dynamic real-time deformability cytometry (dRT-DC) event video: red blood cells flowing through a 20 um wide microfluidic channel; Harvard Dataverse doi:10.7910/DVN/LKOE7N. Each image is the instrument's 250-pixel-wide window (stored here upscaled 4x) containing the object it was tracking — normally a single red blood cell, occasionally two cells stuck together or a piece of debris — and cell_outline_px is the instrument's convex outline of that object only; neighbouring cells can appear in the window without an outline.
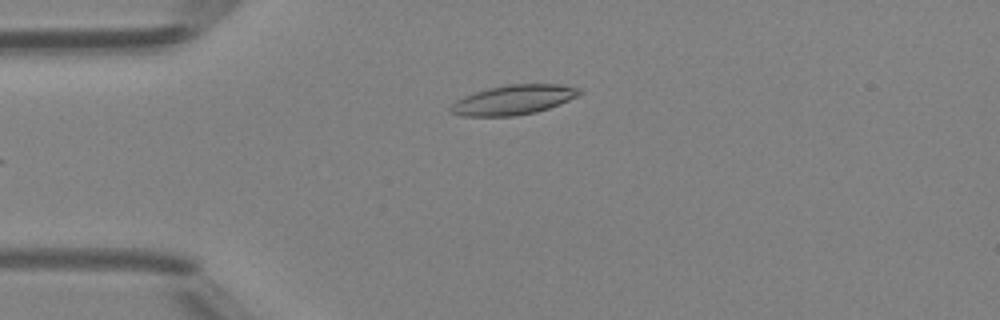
{"species": "Egyptian fruit bat (a non-hibernating species)", "species_latin": "Rousettus aegyptiacus", "temperature_condition": "room temperature", "stored_images_in_passage": 33, "camera_frame_rate_fps": 3000, "um_per_image_px": 0.085, "animal": {"sex": "female"}, "frame": {"image": 1, "passage_image": 1, "time_ms": 0.0, "image_size_px": [1000, 320], "cell_outline_px": [[584, 92], [580, 96], [548, 108], [536, 112], [516, 116], [460, 116], [448, 112], [448, 108], [456, 100], [464, 96], [488, 88], [508, 84], [560, 84], [580, 88]], "centroid_in_image_um": [43.65, 8.49], "position_along_channel_um": 41.3, "area_um2": 22.48}}
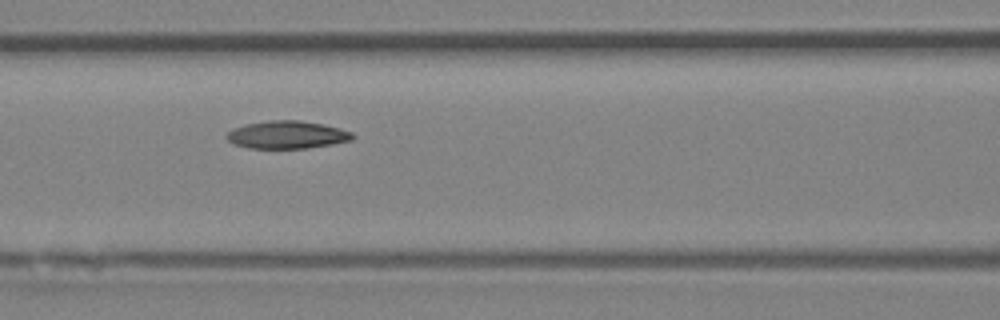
{"frame": {"image": 2, "passage_image": 10, "time_ms": 3.0, "image_size_px": [1000, 320], "cell_outline_px": [[356, 136], [352, 140], [332, 144], [308, 148], [248, 148], [232, 144], [224, 136], [228, 132], [244, 124], [268, 120], [300, 120], [324, 124], [340, 128], [352, 132]], "centroid_in_image_um": [24.41, 11.45], "position_along_channel_um": 142.2, "area_um2": 20.52}}
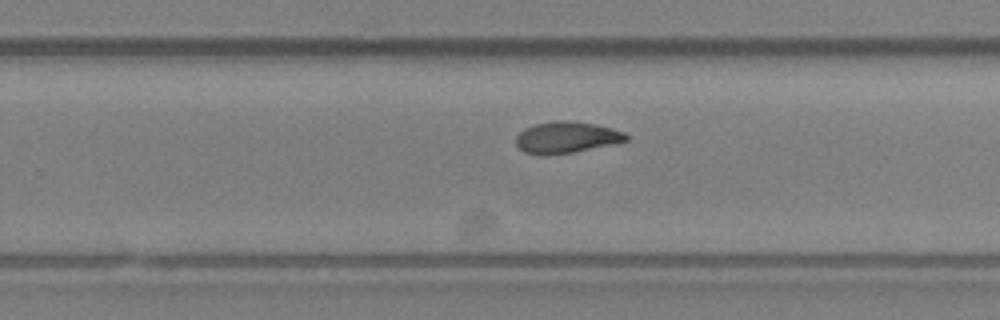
{"frame": {"image": 3, "passage_image": 20, "time_ms": 6.333, "image_size_px": [1000, 320], "cell_outline_px": [[628, 140], [572, 152], [544, 156], [540, 156], [524, 152], [516, 144], [516, 136], [524, 128], [532, 124], [560, 120], [568, 120], [596, 124], [612, 128], [624, 132], [628, 136]], "centroid_in_image_um": [48.09, 11.67], "position_along_channel_um": 281.7, "area_um2": 20.17}, "authors_computed_cell_mechanics": {"area_um2": 19.941, "velocity_mm_per_s": 4.2012, "shape_relaxation_time_tau1_ms": null, "shape_relaxation_time_tau2_ms": 3.539, "deformation_change_tau1": null, "deformation_change_tau2": 0.0832}}